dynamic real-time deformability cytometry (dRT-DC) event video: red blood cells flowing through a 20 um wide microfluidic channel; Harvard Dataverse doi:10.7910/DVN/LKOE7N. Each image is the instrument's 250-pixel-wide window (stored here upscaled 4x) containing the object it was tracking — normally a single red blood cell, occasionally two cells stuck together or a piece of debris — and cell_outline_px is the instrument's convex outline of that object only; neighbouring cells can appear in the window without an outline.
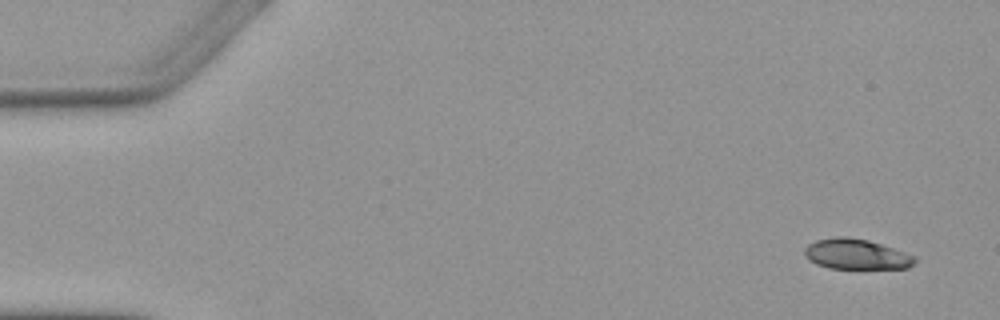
{"species": "Egyptian fruit bat (a non-hibernating species)", "species_latin": "Rousettus aegyptiacus", "temperature_condition": "warm", "stored_images_in_passage": 5, "camera_frame_rate_fps": 3000, "um_per_image_px": 0.085, "animal": {"sex": "female"}, "frame": {"image": 1, "passage_image": 1, "time_ms": 0.0, "image_size_px": [1000, 320], "cell_outline_px": [[916, 260], [908, 268], [828, 268], [816, 264], [808, 260], [804, 256], [804, 248], [808, 244], [816, 240], [836, 236], [844, 236], [868, 240], [916, 256]], "centroid_in_image_um": [72.73, 21.6], "position_along_channel_um": 12.3, "area_um2": 19.42}}
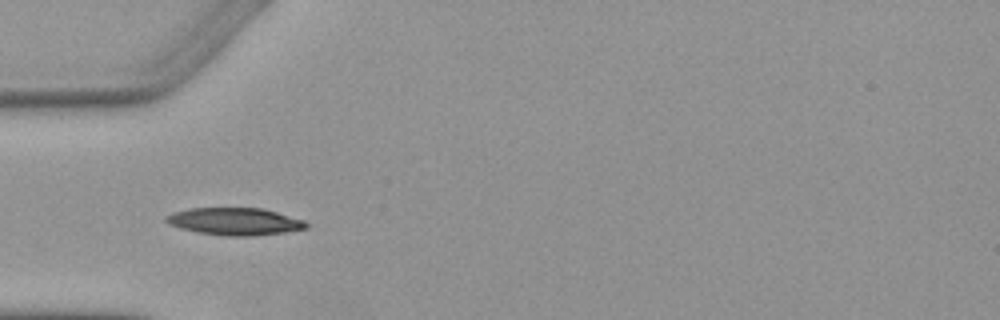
{"frame": {"image": 2, "passage_image": 5, "time_ms": 4.667, "image_size_px": [1000, 320], "cell_outline_px": [[308, 228], [284, 232], [248, 236], [228, 236], [200, 232], [184, 228], [172, 224], [164, 220], [172, 212], [188, 208], [264, 208], [304, 220], [308, 224]], "centroid_in_image_um": [20.01, 18.81], "position_along_channel_um": 65.0, "area_um2": 21.96}}